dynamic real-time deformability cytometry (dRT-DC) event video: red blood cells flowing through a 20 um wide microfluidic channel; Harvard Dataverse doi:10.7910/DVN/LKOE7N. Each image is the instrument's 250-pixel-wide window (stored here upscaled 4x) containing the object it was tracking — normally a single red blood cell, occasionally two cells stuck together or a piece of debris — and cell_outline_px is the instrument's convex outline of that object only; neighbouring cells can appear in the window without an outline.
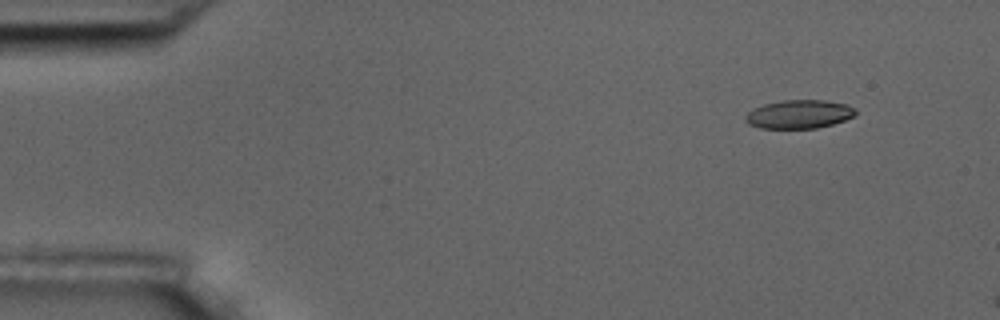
{"species": "common noctule bat (a hibernating species)", "species_latin": "Nyctalus noctula", "temperature_condition": "room temperature", "stored_images_in_passage": 4, "camera_frame_rate_fps": 3000, "um_per_image_px": 0.085, "animal": {"sex": "male", "body_mass_g": 17.5, "forearm_length_mm": 52.3}, "frame": {"image": 1, "passage_image": 1, "time_ms": 0.0, "image_size_px": [1000, 320], "cell_outline_px": [[856, 116], [832, 124], [816, 128], [760, 128], [748, 124], [744, 120], [744, 116], [752, 108], [764, 104], [784, 100], [824, 100], [848, 104], [856, 108]], "centroid_in_image_um": [67.92, 9.7], "position_along_channel_um": 17.1, "area_um2": 18.5}}